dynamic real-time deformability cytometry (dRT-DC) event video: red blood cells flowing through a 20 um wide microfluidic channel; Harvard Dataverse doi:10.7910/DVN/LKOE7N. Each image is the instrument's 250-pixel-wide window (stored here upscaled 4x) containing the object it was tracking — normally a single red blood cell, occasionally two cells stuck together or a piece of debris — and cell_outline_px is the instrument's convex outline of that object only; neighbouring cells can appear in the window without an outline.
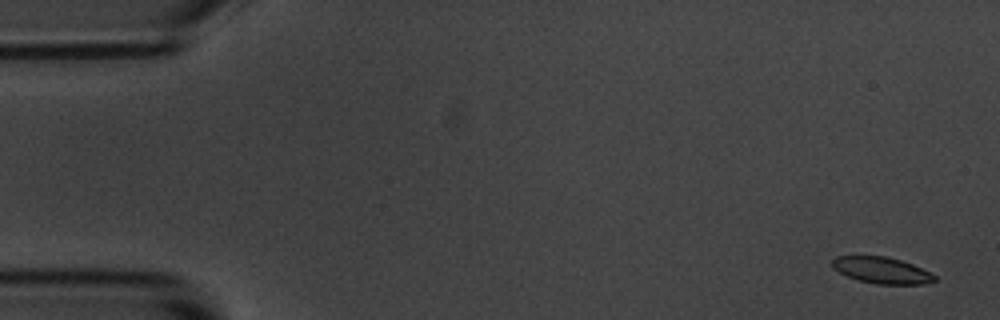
{"species": "common noctule bat (a hibernating species)", "species_latin": "Nyctalus noctula", "temperature_condition": "room temperature", "stored_images_in_passage": 5, "camera_frame_rate_fps": 3000, "um_per_image_px": 0.085, "animal": {"sex": "male", "body_mass_g": 20.1, "forearm_length_mm": 53.5}, "frame": {"image": 1, "passage_image": 1, "time_ms": 0.0, "image_size_px": [1000, 320], "cell_outline_px": [[936, 280], [924, 284], [876, 284], [860, 280], [848, 276], [832, 268], [832, 260], [836, 256], [884, 256], [900, 260], [912, 264], [936, 276]], "centroid_in_image_um": [74.93, 22.97], "position_along_channel_um": 10.1, "area_um2": 15.49}}
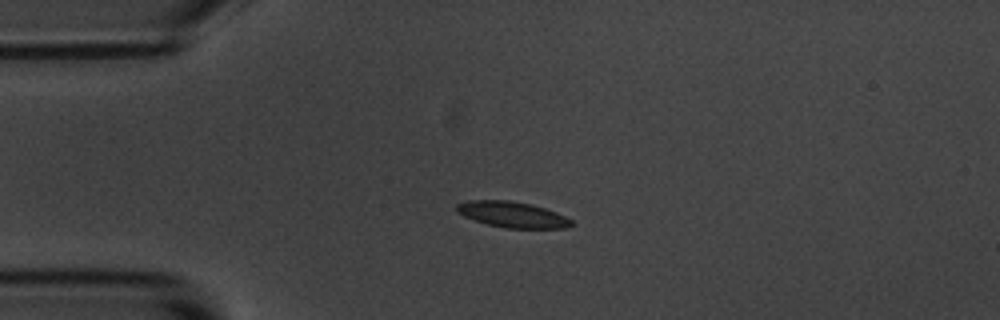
{"frame": {"image": 2, "passage_image": 4, "time_ms": 3.667, "image_size_px": [1000, 320], "cell_outline_px": [[572, 224], [564, 228], [504, 228], [488, 224], [464, 216], [456, 212], [456, 204], [468, 200], [508, 200], [528, 204], [544, 208], [564, 216], [572, 220]], "centroid_in_image_um": [43.5, 18.23], "position_along_channel_um": 41.5, "area_um2": 16.99}}